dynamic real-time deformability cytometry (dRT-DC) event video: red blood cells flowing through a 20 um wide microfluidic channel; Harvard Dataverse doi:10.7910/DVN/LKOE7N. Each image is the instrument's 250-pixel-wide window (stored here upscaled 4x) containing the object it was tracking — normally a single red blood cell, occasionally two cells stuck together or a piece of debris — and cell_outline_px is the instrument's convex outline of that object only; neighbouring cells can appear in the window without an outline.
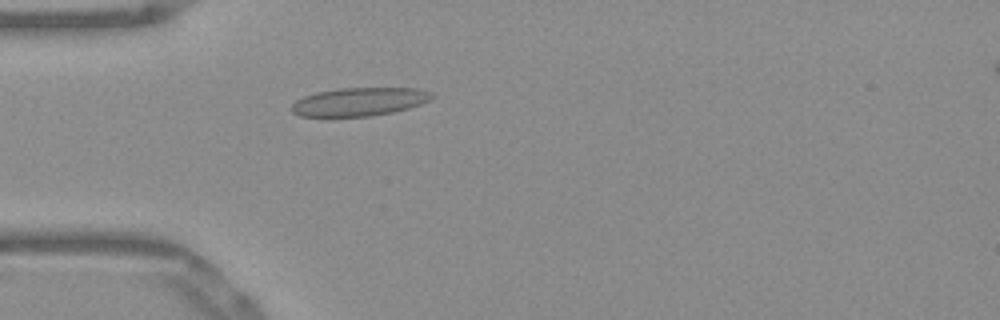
{"species": "Egyptian fruit bat (a non-hibernating species)", "species_latin": "Rousettus aegyptiacus", "temperature_condition": "warm", "stored_images_in_passage": 39, "camera_frame_rate_fps": 3000, "um_per_image_px": 0.085, "frame": {"image": 1, "passage_image": 2, "time_ms": 0.333, "image_size_px": [1000, 320], "cell_outline_px": [[436, 96], [420, 104], [408, 108], [392, 112], [372, 116], [300, 116], [292, 112], [292, 104], [296, 100], [304, 96], [316, 92], [340, 88], [420, 88], [432, 92]], "centroid_in_image_um": [30.56, 8.64], "position_along_channel_um": 54.4, "area_um2": 23.12}}
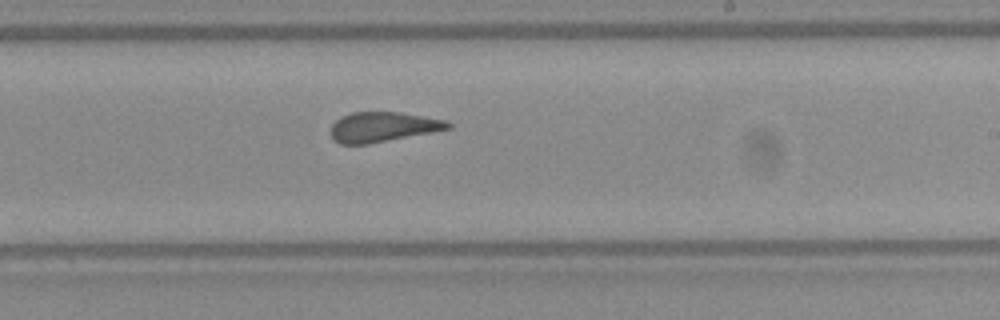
{"frame": {"image": 2, "passage_image": 18, "time_ms": 5.667, "image_size_px": [1000, 320], "cell_outline_px": [[452, 128], [432, 132], [368, 144], [340, 144], [332, 140], [328, 132], [332, 124], [340, 116], [352, 112], [400, 112], [448, 120], [452, 124]], "centroid_in_image_um": [32.5, 10.79], "position_along_channel_um": 256.5, "area_um2": 20.75}}
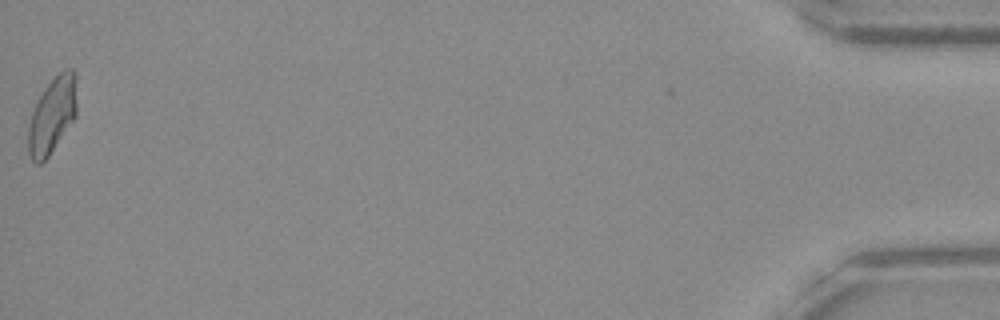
{"frame": {"image": 3, "passage_image": 39, "time_ms": 12.667, "image_size_px": [1000, 320], "cell_outline_px": [[76, 116], [48, 156], [40, 164], [36, 164], [32, 160], [28, 152], [28, 128], [32, 112], [44, 88], [64, 68], [72, 68], [76, 72]], "centroid_in_image_um": [4.45, 9.78], "position_along_channel_um": 430.8, "area_um2": 21.33}, "authors_computed_cell_mechanics": {"area_um2": 21.386, "velocity_mm_per_s": 3.8926, "shape_relaxation_time_tau1_ms": null, "shape_relaxation_time_tau2_ms": 1.3247, "deformation_change_tau1": null, "deformation_change_tau2": 0.0833}}